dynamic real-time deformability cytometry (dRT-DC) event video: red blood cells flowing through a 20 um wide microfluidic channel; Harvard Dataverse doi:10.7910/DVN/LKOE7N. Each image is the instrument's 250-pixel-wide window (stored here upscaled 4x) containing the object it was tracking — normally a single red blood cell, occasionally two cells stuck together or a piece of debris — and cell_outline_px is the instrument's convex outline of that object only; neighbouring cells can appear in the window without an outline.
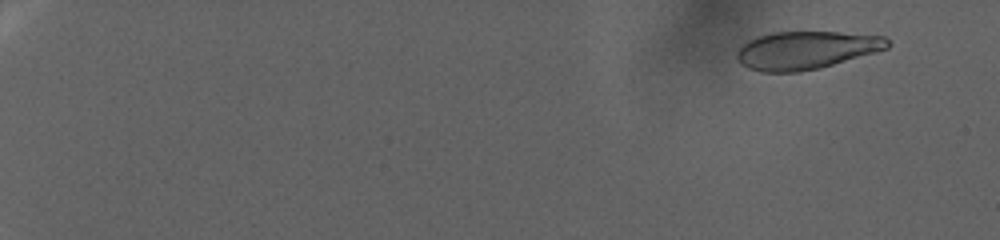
{"species": "human", "species_latin": "Homo sapiens", "temperature_condition": "warm", "stored_images_in_passage": 99, "camera_frame_rate_fps": 3000, "um_per_image_px": 0.085, "donor": {"sex": "female"}, "frame": {"image": 1, "passage_image": 9, "time_ms": 2.667, "image_size_px": [1000, 240], "cell_outline_px": [[892, 44], [888, 48], [876, 52], [820, 68], [800, 72], [760, 72], [748, 68], [740, 64], [736, 60], [736, 52], [748, 40], [756, 36], [772, 32], [840, 32], [884, 36]], "centroid_in_image_um": [68.5, 4.27], "position_along_channel_um": 16.5, "area_um2": 33.58}}
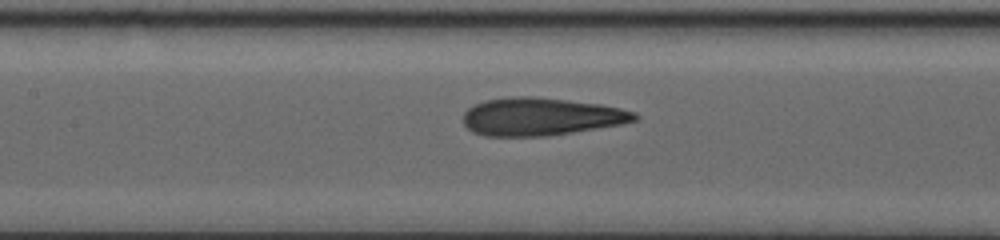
{"frame": {"image": 2, "passage_image": 56, "time_ms": 18.333, "image_size_px": [1000, 240], "cell_outline_px": [[640, 116], [636, 120], [624, 124], [548, 136], [484, 136], [472, 132], [464, 124], [464, 112], [468, 108], [484, 100], [512, 96], [532, 96], [568, 100], [600, 104], [620, 108], [636, 112]], "centroid_in_image_um": [46.0, 9.91], "position_along_channel_um": 161.4, "area_um2": 37.97}}
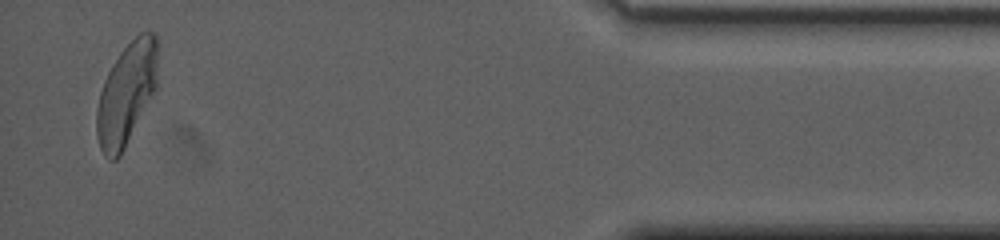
{"frame": {"image": 3, "passage_image": 97, "time_ms": 32.0, "image_size_px": [1000, 240], "cell_outline_px": [[156, 88], [120, 156], [116, 160], [108, 160], [104, 156], [100, 148], [96, 136], [96, 108], [100, 92], [104, 80], [112, 64], [120, 52], [140, 32], [152, 32], [156, 36]], "centroid_in_image_um": [10.71, 8.01], "position_along_channel_um": 424.5, "area_um2": 35.89}, "authors_computed_cell_mechanics": {"area_um2": 36.414, "velocity_mm_per_s": 2.2972, "shape_relaxation_time_tau1_ms": 11.2559, "shape_relaxation_time_tau2_ms": 1.4249, "deformation_change_tau1": 0.2684, "deformation_change_tau2": 0.0872}}